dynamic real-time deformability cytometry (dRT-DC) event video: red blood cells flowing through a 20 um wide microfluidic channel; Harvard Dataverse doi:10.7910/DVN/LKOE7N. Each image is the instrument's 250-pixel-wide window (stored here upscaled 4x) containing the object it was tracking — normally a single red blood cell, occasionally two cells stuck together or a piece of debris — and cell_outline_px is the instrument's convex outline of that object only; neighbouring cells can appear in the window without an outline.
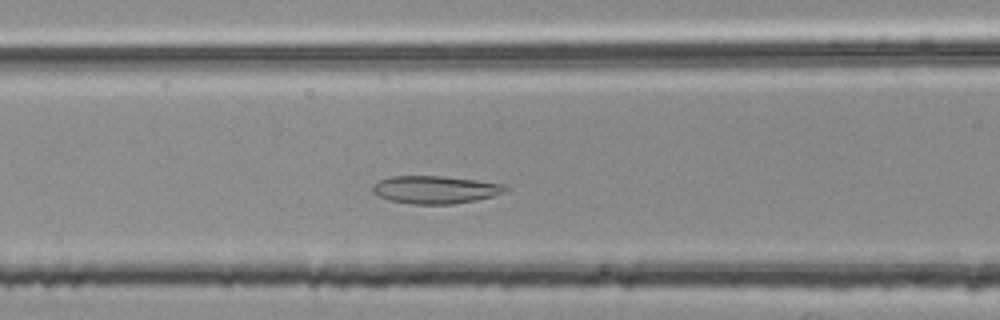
{"species": "common noctule bat (a hibernating species)", "species_latin": "Nyctalus noctula", "temperature_condition": "room temperature", "stored_images_in_passage": 35, "camera_frame_rate_fps": 3000, "um_per_image_px": 0.085, "animal": {"sex": "female", "body_mass_g": 25.1}, "frame": {"image": 1, "passage_image": 8, "time_ms": 2.333, "image_size_px": [1000, 320], "cell_outline_px": [[508, 188], [504, 192], [492, 196], [476, 200], [452, 204], [412, 204], [388, 200], [372, 192], [372, 184], [388, 176], [444, 176], [476, 180], [504, 184]], "centroid_in_image_um": [36.96, 16.11], "position_along_channel_um": 129.6, "area_um2": 21.5}}
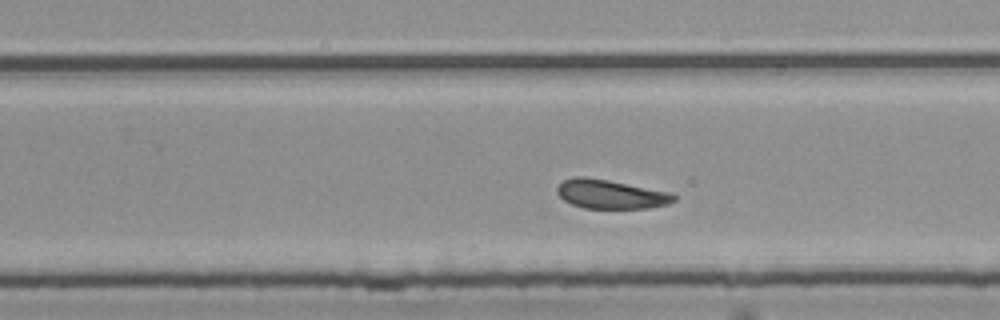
{"frame": {"image": 2, "passage_image": 20, "time_ms": 6.333, "image_size_px": [1000, 320], "cell_outline_px": [[676, 200], [668, 204], [648, 208], [584, 208], [572, 204], [564, 200], [556, 192], [556, 188], [564, 180], [576, 176], [580, 176], [608, 180], [672, 192], [676, 196]], "centroid_in_image_um": [51.93, 16.51], "position_along_channel_um": 277.9, "area_um2": 19.71}}
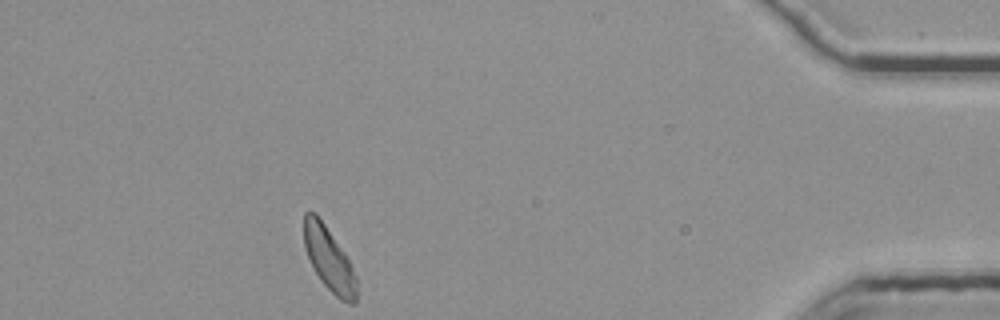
{"frame": {"image": 3, "passage_image": 35, "time_ms": 11.333, "image_size_px": [1000, 320], "cell_outline_px": [[356, 304], [348, 304], [340, 300], [320, 280], [304, 248], [304, 212], [308, 208], [316, 212], [344, 252], [356, 276]], "centroid_in_image_um": [27.95, 22.0], "position_along_channel_um": 407.3, "area_um2": 19.42}, "authors_computed_cell_mechanics": {"area_um2": 20.3456, "velocity_mm_per_s": 3.7183, "shape_relaxation_time_tau1_ms": null, "shape_relaxation_time_tau2_ms": 2.5313, "deformation_change_tau1": null, "deformation_change_tau2": 0.0876}}